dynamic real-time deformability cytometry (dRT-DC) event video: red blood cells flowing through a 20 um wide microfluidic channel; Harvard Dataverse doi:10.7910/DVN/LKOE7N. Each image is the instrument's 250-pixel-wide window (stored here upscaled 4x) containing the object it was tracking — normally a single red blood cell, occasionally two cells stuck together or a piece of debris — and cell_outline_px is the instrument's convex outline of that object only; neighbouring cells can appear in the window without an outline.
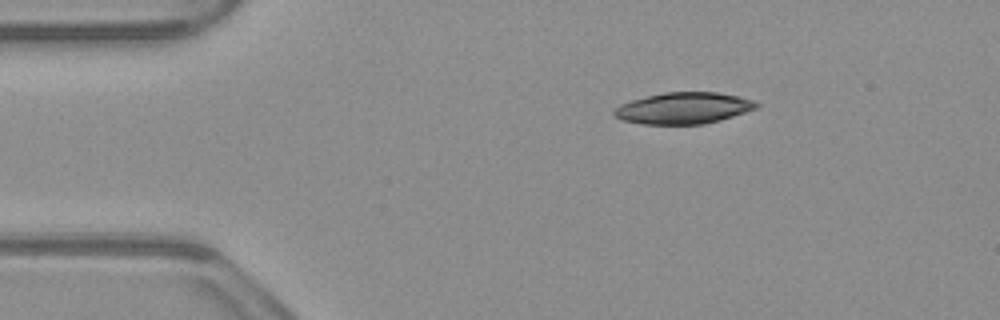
{"species": "common noctule bat (a hibernating species)", "species_latin": "Nyctalus noctula", "temperature_condition": "warm", "stored_images_in_passage": 44, "camera_frame_rate_fps": 3000, "um_per_image_px": 0.085, "animal": {"sex": "male", "body_mass_g": 23.1, "forearm_length_mm": 52.7}, "frame": {"image": 1, "passage_image": 1, "time_ms": 0.0, "image_size_px": [1000, 320], "cell_outline_px": [[760, 104], [756, 108], [720, 120], [704, 124], [640, 124], [620, 120], [612, 112], [620, 104], [632, 100], [664, 92], [716, 92], [740, 96], [756, 100]], "centroid_in_image_um": [58.11, 9.19], "position_along_channel_um": 26.9, "area_um2": 26.07}}